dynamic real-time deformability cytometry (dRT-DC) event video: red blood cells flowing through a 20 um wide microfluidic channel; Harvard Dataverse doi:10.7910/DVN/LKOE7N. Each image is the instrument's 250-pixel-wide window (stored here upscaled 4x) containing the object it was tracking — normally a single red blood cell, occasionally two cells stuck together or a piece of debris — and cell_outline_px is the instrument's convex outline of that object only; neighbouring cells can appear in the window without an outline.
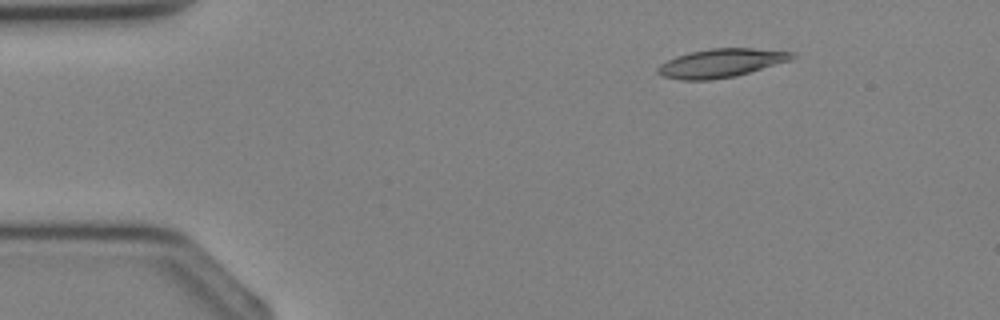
{"species": "Egyptian fruit bat (a non-hibernating species)", "species_latin": "Rousettus aegyptiacus", "temperature_condition": "cold", "stored_images_in_passage": 3, "camera_frame_rate_fps": 3000, "um_per_image_px": 0.085, "animal": {"sex": "female"}, "frame": {"image": 1, "passage_image": 2, "time_ms": 1.333, "image_size_px": [1000, 320], "cell_outline_px": [[796, 56], [788, 60], [736, 76], [712, 80], [680, 80], [664, 76], [656, 72], [656, 68], [660, 64], [676, 56], [708, 48], [752, 48], [792, 52]], "centroid_in_image_um": [61.23, 5.36], "position_along_channel_um": 23.8, "area_um2": 22.08}}